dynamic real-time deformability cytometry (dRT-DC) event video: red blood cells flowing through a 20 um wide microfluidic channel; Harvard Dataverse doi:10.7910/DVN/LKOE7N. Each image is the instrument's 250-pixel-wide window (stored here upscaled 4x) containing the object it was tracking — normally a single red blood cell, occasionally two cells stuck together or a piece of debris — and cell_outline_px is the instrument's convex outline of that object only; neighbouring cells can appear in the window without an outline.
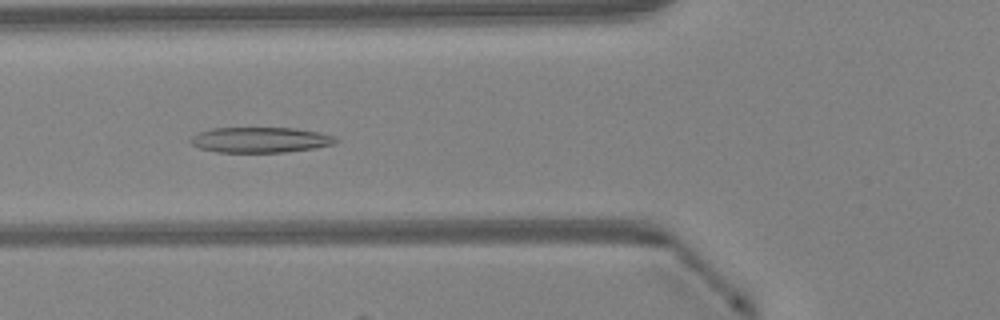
{"species": "Egyptian fruit bat (a non-hibernating species)", "species_latin": "Rousettus aegyptiacus", "temperature_condition": "warm", "stored_images_in_passage": 47, "camera_frame_rate_fps": 3000, "um_per_image_px": 0.085, "animal": {"sex": "female"}, "frame": {"image": 1, "passage_image": 17, "time_ms": 5.333, "image_size_px": [1000, 320], "cell_outline_px": [[340, 140], [332, 144], [316, 148], [284, 152], [216, 152], [200, 148], [192, 144], [188, 140], [196, 132], [212, 128], [296, 128], [320, 132], [332, 136]], "centroid_in_image_um": [22.1, 11.88], "position_along_channel_um": 103.7, "area_um2": 21.62}}
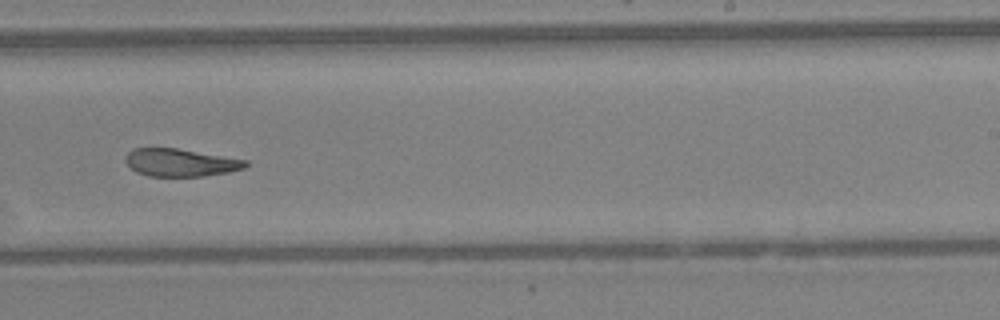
{"frame": {"image": 2, "passage_image": 29, "time_ms": 9.333, "image_size_px": [1000, 320], "cell_outline_px": [[248, 164], [244, 168], [228, 172], [204, 176], [148, 176], [136, 172], [124, 160], [124, 156], [132, 148], [176, 148], [248, 160]], "centroid_in_image_um": [15.32, 13.81], "position_along_channel_um": 273.7, "area_um2": 19.36}}
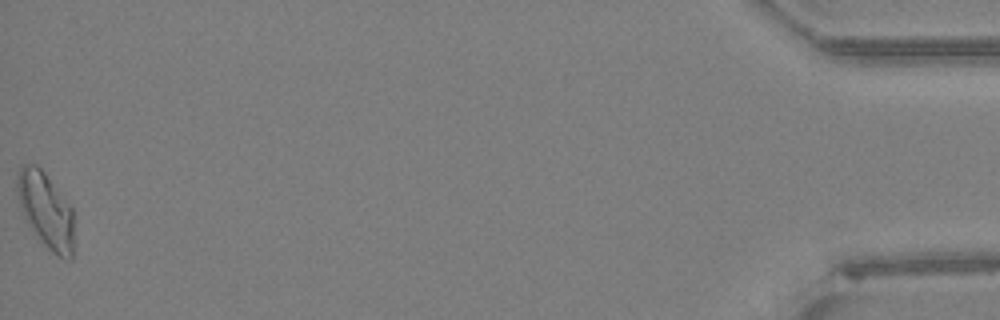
{"frame": {"image": 3, "passage_image": 47, "time_ms": 15.333, "image_size_px": [1000, 320], "cell_outline_px": [[72, 260], [68, 260], [52, 252], [36, 236], [28, 224], [24, 216], [16, 192], [16, 180], [20, 168], [24, 164], [36, 164], [44, 172], [72, 208]], "centroid_in_image_um": [3.86, 17.86], "position_along_channel_um": 431.3, "area_um2": 24.57}, "authors_computed_cell_mechanics": {"area_um2": 21.8484, "velocity_mm_per_s": 4.2772, "shape_relaxation_time_tau1_ms": null, "shape_relaxation_time_tau2_ms": 4.3467, "deformation_change_tau1": null, "deformation_change_tau2": 0.1461}}